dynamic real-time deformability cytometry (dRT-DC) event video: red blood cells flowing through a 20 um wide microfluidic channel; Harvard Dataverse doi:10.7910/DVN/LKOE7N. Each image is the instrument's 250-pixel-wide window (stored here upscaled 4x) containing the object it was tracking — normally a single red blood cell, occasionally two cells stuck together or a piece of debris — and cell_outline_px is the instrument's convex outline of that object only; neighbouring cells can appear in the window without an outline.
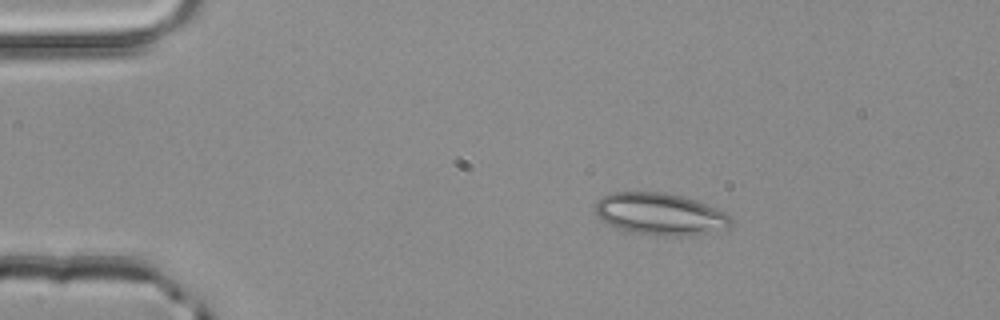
{"species": "common noctule bat (a hibernating species)", "species_latin": "Nyctalus noctula", "temperature_condition": "room temperature", "stored_images_in_passage": 43, "camera_frame_rate_fps": 3000, "um_per_image_px": 0.085, "animal": {"sex": "male", "body_mass_g": 20.4}, "frame": {"image": 1, "passage_image": 1, "time_ms": 0.0, "image_size_px": [1000, 320], "cell_outline_px": [[732, 224], [728, 228], [680, 236], [664, 236], [636, 232], [616, 228], [608, 224], [596, 216], [596, 200], [612, 192], [664, 192], [696, 200], [716, 208], [732, 216]], "centroid_in_image_um": [56.1, 18.18], "position_along_channel_um": 28.9, "area_um2": 32.89}}
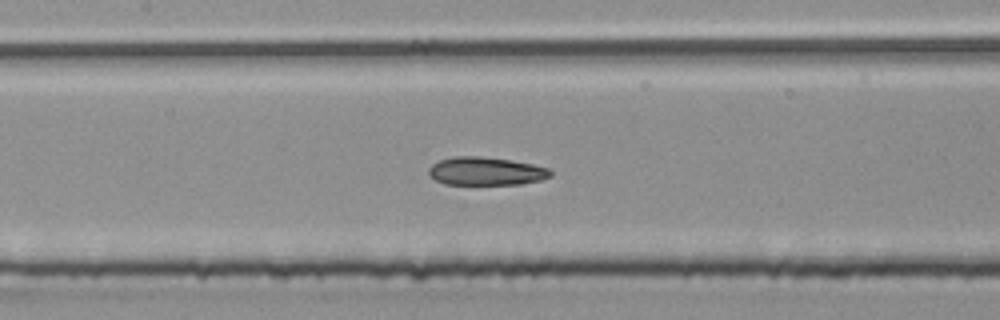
{"frame": {"image": 2, "passage_image": 16, "time_ms": 5.0, "image_size_px": [1000, 320], "cell_outline_px": [[552, 176], [540, 180], [520, 184], [444, 184], [436, 180], [428, 172], [428, 168], [432, 164], [440, 160], [452, 156], [480, 156], [508, 160], [532, 164], [548, 168], [552, 172]], "centroid_in_image_um": [41.29, 14.55], "position_along_channel_um": 166.1, "area_um2": 19.88}}
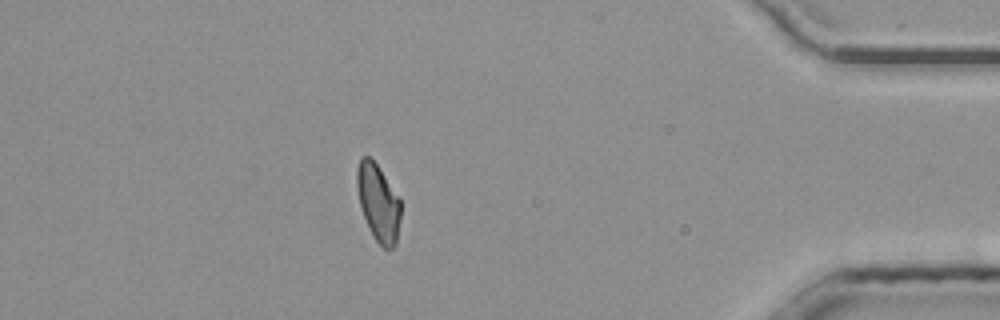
{"frame": {"image": 3, "passage_image": 37, "time_ms": 12.0, "image_size_px": [1000, 320], "cell_outline_px": [[400, 220], [396, 244], [392, 248], [384, 248], [372, 236], [364, 216], [360, 204], [356, 184], [356, 172], [360, 156], [372, 156], [400, 200]], "centroid_in_image_um": [32.14, 17.19], "position_along_channel_um": 403.1, "area_um2": 19.59}, "authors_computed_cell_mechanics": {"area_um2": 20.2878, "velocity_mm_per_s": 4.0474, "shape_relaxation_time_tau1_ms": null, "shape_relaxation_time_tau2_ms": 3.2516, "deformation_change_tau1": null, "deformation_change_tau2": 0.0913}}